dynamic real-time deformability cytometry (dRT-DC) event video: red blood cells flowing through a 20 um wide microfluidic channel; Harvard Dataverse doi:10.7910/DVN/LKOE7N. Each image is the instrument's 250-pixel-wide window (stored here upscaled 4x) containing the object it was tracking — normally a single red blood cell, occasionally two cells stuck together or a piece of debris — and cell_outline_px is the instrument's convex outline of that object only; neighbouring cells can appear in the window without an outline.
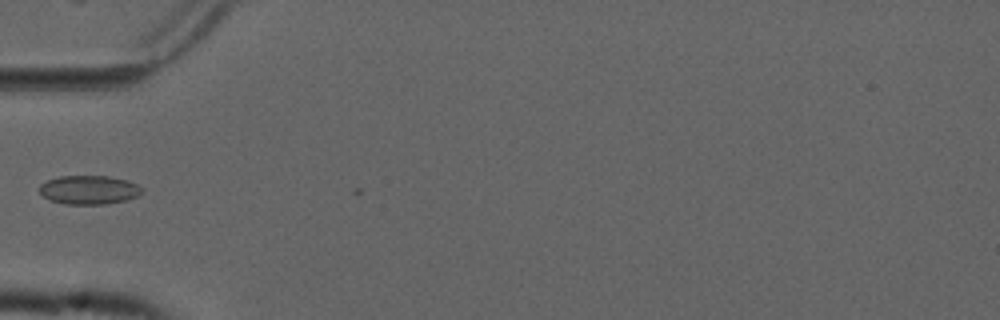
{"species": "common noctule bat (a hibernating species)", "species_latin": "Nyctalus noctula", "temperature_condition": "cold", "stored_images_in_passage": 6, "camera_frame_rate_fps": 3000, "um_per_image_px": 0.085, "animal": {"sex": "male", "forearm_length_mm": 52.5}, "frame": {"image": 1, "passage_image": 2, "time_ms": 0.333, "image_size_px": [1000, 320], "cell_outline_px": [[140, 192], [136, 196], [124, 200], [104, 204], [64, 204], [52, 200], [44, 196], [40, 192], [40, 184], [48, 180], [60, 176], [108, 176], [128, 180], [136, 184], [140, 188]], "centroid_in_image_um": [7.53, 16.13], "position_along_channel_um": 77.5, "area_um2": 16.88}}
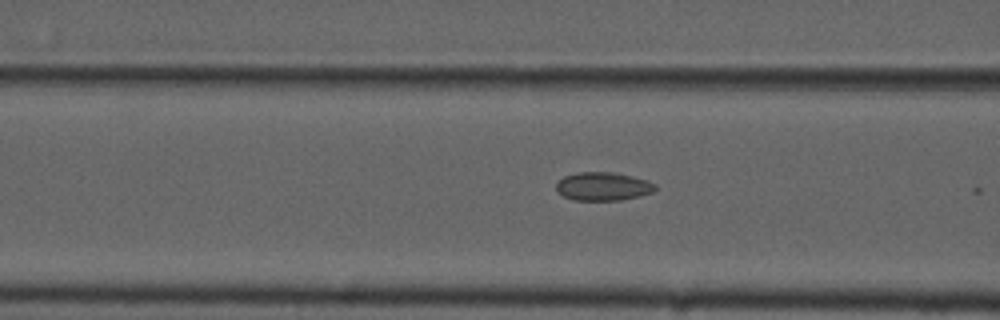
{"frame": {"image": 2, "passage_image": 5, "time_ms": 1.333, "image_size_px": [1000, 320], "cell_outline_px": [[656, 188], [652, 192], [640, 196], [620, 200], [572, 200], [564, 196], [556, 188], [556, 184], [564, 176], [576, 172], [616, 172], [648, 180], [656, 184]], "centroid_in_image_um": [51.28, 15.83], "position_along_channel_um": 115.3, "area_um2": 16.42}}